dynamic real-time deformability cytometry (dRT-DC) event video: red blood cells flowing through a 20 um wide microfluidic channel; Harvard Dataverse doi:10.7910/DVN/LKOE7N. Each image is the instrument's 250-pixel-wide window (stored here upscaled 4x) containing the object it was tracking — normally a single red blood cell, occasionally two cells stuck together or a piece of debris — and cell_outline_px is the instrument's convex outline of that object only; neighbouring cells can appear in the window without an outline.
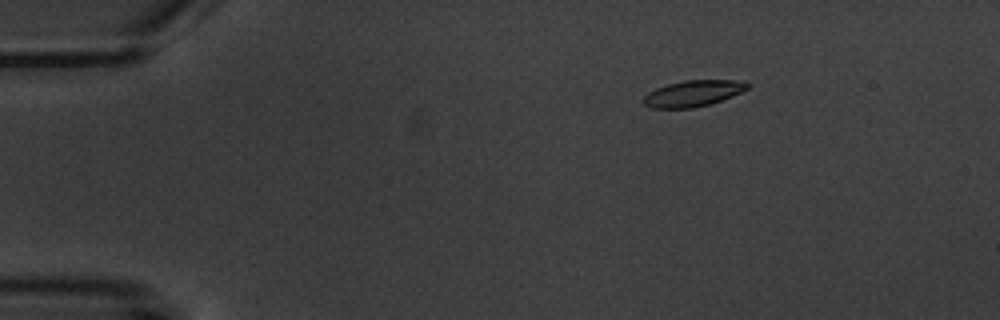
{"species": "common noctule bat (a hibernating species)", "species_latin": "Nyctalus noctula", "temperature_condition": "warm", "stored_images_in_passage": 4, "camera_frame_rate_fps": 3000, "um_per_image_px": 0.085, "animal": {"sex": "male", "body_mass_g": 20.1, "forearm_length_mm": 53.5}, "frame": {"image": 1, "passage_image": 1, "time_ms": 0.0, "image_size_px": [1000, 320], "cell_outline_px": [[748, 88], [732, 96], [708, 104], [692, 108], [652, 108], [644, 104], [644, 96], [648, 92], [656, 88], [668, 84], [684, 80], [736, 80], [748, 84]], "centroid_in_image_um": [58.87, 7.94], "position_along_channel_um": 26.1, "area_um2": 15.55}}